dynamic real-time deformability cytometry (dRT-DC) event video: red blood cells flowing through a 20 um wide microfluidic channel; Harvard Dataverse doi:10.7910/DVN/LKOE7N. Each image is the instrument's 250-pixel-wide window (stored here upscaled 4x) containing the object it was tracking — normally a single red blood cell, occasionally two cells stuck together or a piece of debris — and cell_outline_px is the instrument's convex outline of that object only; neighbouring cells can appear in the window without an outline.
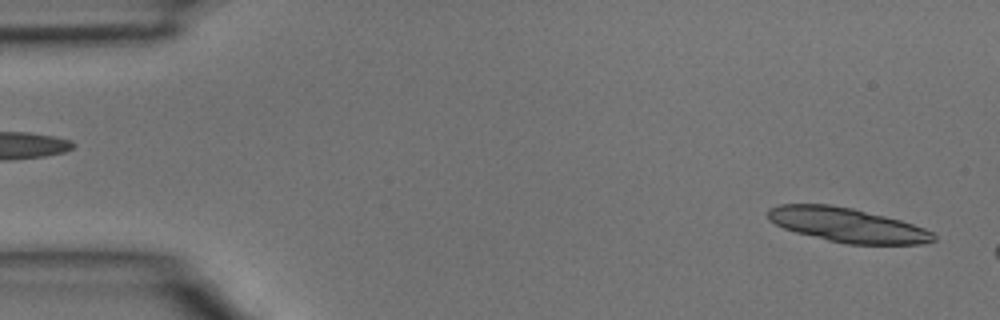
{"species": "common noctule bat (a hibernating species)", "species_latin": "Nyctalus noctula", "temperature_condition": "room temperature", "stored_images_in_passage": 4, "segment_of_instrument_passage": [2, 2], "camera_frame_rate_fps": 3000, "um_per_image_px": 0.085, "animal": {"sex": "male", "body_mass_g": 15.6}, "frame": {"image": 1, "passage_image": 4, "time_ms": 1.0, "image_size_px": [1000, 320], "cell_outline_px": [[936, 240], [924, 244], [844, 244], [796, 232], [784, 228], [768, 220], [768, 208], [780, 204], [832, 204], [852, 208], [900, 220], [924, 228], [932, 232], [936, 236]], "centroid_in_image_um": [72.01, 19.12], "position_along_channel_um": 13.0, "area_um2": 33.0}}